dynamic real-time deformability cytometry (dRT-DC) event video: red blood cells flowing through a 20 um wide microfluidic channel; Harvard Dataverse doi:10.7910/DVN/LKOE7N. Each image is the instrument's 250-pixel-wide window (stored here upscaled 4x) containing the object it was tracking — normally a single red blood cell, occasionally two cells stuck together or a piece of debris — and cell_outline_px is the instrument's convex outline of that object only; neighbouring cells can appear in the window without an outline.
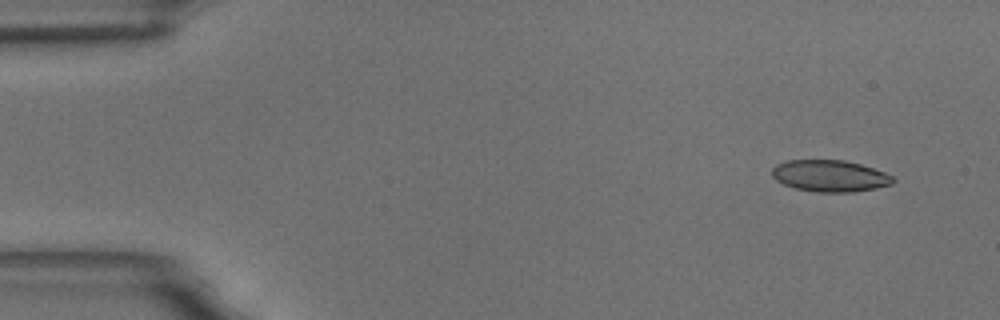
{"species": "common noctule bat (a hibernating species)", "species_latin": "Nyctalus noctula", "temperature_condition": "room temperature", "stored_images_in_passage": 4, "camera_frame_rate_fps": 3000, "um_per_image_px": 0.085, "animal": {"sex": "male", "body_mass_g": 18.8}, "frame": {"image": 1, "passage_image": 1, "time_ms": 0.0, "image_size_px": [1000, 320], "cell_outline_px": [[896, 180], [892, 184], [876, 188], [852, 192], [816, 192], [796, 188], [784, 184], [776, 180], [772, 176], [772, 168], [776, 164], [788, 160], [844, 160], [860, 164], [884, 172], [892, 176]], "centroid_in_image_um": [70.54, 14.95], "position_along_channel_um": 14.5, "area_um2": 22.25}}